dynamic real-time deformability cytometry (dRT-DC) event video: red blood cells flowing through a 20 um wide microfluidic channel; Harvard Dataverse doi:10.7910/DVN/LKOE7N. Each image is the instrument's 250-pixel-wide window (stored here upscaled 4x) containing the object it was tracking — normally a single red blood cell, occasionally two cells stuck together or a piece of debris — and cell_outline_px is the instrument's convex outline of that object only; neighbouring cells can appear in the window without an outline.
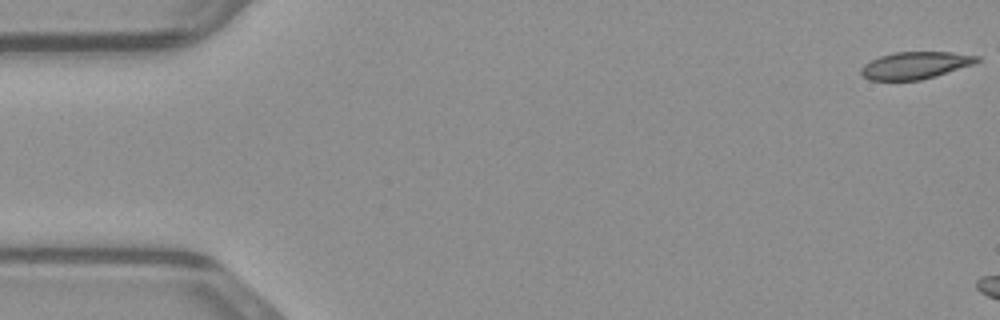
{"species": "common noctule bat (a hibernating species)", "species_latin": "Nyctalus noctula", "temperature_condition": "warm", "stored_images_in_passage": 6, "camera_frame_rate_fps": 3000, "um_per_image_px": 0.085, "animal": {"sex": "male", "body_mass_g": 23.1, "forearm_length_mm": 52.7}, "frame": {"image": 1, "passage_image": 1, "time_ms": 0.0, "image_size_px": [1000, 320], "cell_outline_px": [[980, 60], [972, 64], [936, 76], [920, 80], [868, 80], [860, 72], [860, 68], [864, 64], [880, 56], [892, 52], [952, 52], [980, 56]], "centroid_in_image_um": [77.78, 5.55], "position_along_channel_um": 7.2, "area_um2": 18.26}}